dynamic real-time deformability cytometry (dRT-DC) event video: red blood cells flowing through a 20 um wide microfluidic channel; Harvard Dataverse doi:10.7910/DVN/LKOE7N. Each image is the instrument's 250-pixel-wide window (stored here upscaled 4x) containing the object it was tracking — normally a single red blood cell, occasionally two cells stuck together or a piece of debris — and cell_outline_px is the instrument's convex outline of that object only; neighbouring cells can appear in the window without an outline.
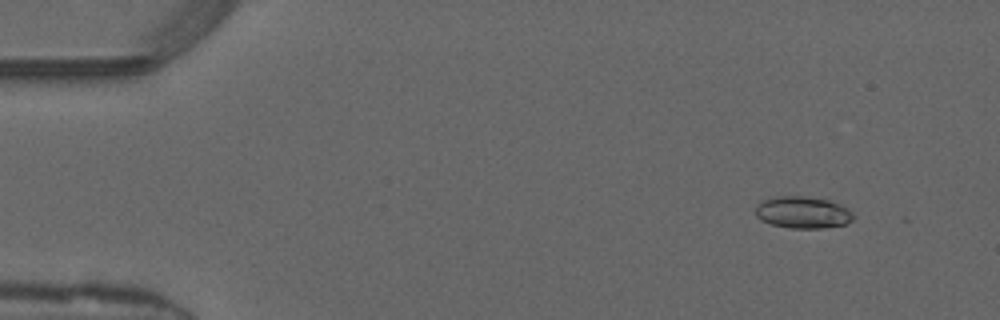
{"species": "common noctule bat (a hibernating species)", "species_latin": "Nyctalus noctula", "temperature_condition": "warm", "stored_images_in_passage": 16, "camera_frame_rate_fps": 3000, "um_per_image_px": 0.085, "animal": {"sex": "male", "forearm_length_mm": 52.5}, "frame": {"image": 1, "passage_image": 5, "time_ms": 1.333, "image_size_px": [1000, 320], "cell_outline_px": [[852, 220], [844, 224], [824, 228], [792, 228], [772, 224], [760, 220], [756, 216], [756, 204], [760, 200], [772, 196], [804, 196], [828, 200], [840, 204], [848, 208], [852, 212]], "centroid_in_image_um": [68.19, 18.04], "position_along_channel_um": 16.8, "area_um2": 18.26}}